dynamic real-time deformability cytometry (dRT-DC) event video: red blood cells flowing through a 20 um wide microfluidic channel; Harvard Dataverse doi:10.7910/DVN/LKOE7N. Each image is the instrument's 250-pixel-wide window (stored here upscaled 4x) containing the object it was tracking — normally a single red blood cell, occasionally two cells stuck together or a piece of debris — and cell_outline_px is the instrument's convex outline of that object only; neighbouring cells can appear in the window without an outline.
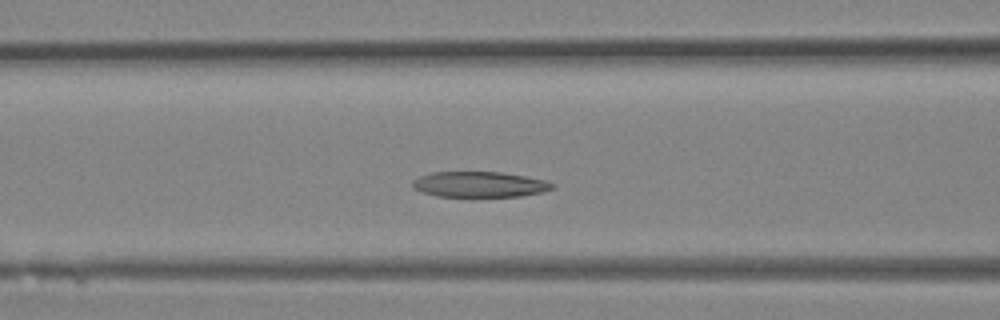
{"species": "Egyptian fruit bat (a non-hibernating species)", "species_latin": "Rousettus aegyptiacus", "temperature_condition": "room temperature", "stored_images_in_passage": 26, "camera_frame_rate_fps": 3000, "um_per_image_px": 0.085, "animal": {"sex": "female"}, "frame": {"image": 1, "passage_image": 5, "time_ms": 1.333, "image_size_px": [1000, 320], "cell_outline_px": [[556, 188], [544, 192], [520, 196], [436, 196], [412, 188], [412, 180], [428, 172], [500, 172], [524, 176], [544, 180], [556, 184]], "centroid_in_image_um": [40.77, 15.67], "position_along_channel_um": 125.8, "area_um2": 20.87}}
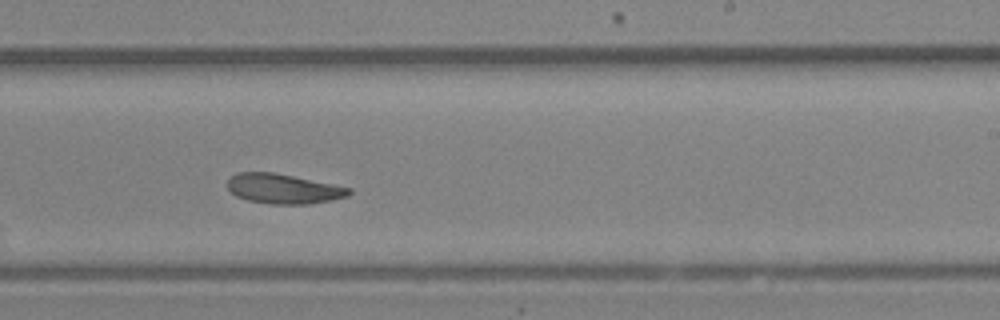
{"frame": {"image": 2, "passage_image": 12, "time_ms": 3.667, "image_size_px": [1000, 320], "cell_outline_px": [[352, 192], [348, 196], [332, 200], [308, 204], [272, 204], [248, 200], [236, 196], [228, 188], [228, 180], [236, 172], [272, 172], [352, 188]], "centroid_in_image_um": [24.1, 16.05], "position_along_channel_um": 264.9, "area_um2": 20.92}}
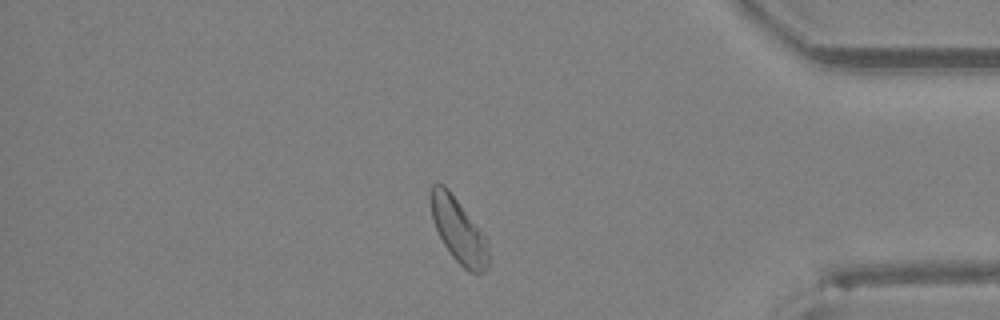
{"frame": {"image": 3, "passage_image": 20, "time_ms": 6.333, "image_size_px": [1000, 320], "cell_outline_px": [[488, 264], [484, 272], [468, 272], [452, 256], [444, 244], [432, 220], [428, 196], [432, 184], [444, 184], [448, 188], [488, 240]], "centroid_in_image_um": [38.94, 19.55], "position_along_channel_um": 396.3, "area_um2": 21.62}}